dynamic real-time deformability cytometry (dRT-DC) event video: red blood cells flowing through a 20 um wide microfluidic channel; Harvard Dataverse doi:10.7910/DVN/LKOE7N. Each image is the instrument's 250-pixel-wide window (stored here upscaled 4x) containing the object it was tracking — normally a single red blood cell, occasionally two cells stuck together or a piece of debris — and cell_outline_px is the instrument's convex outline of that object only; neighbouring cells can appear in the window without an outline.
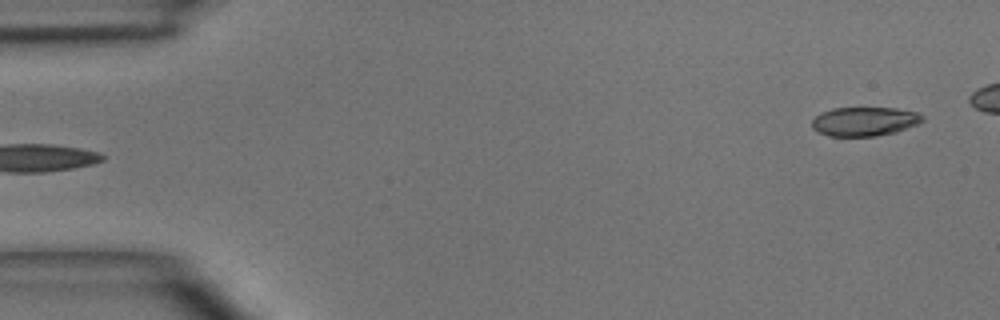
{"species": "common noctule bat (a hibernating species)", "species_latin": "Nyctalus noctula", "temperature_condition": "room temperature", "stored_images_in_passage": 4, "segment_of_instrument_passage": [2, 2], "camera_frame_rate_fps": 3000, "um_per_image_px": 0.085, "animal": {"sex": "male", "body_mass_g": 15.6}, "frame": {"image": 1, "passage_image": 4, "time_ms": 4.333, "image_size_px": [1000, 320], "cell_outline_px": [[924, 120], [916, 124], [896, 132], [876, 136], [832, 136], [820, 132], [812, 128], [812, 120], [820, 112], [832, 108], [896, 108], [916, 112], [924, 116]], "centroid_in_image_um": [73.48, 10.31], "position_along_channel_um": 11.5, "area_um2": 18.61}}